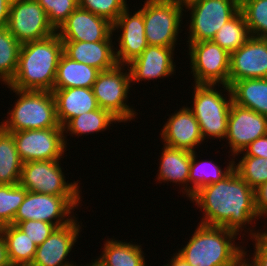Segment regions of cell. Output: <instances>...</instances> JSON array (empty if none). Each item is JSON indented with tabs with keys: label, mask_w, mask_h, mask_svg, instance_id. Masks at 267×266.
I'll return each mask as SVG.
<instances>
[{
	"label": "cell",
	"mask_w": 267,
	"mask_h": 266,
	"mask_svg": "<svg viewBox=\"0 0 267 266\" xmlns=\"http://www.w3.org/2000/svg\"><path fill=\"white\" fill-rule=\"evenodd\" d=\"M189 200L203 211L198 224L224 227L239 234L246 223L255 224L254 219L260 218L255 210L254 189L235 169L222 180L198 190Z\"/></svg>",
	"instance_id": "cell-1"
},
{
	"label": "cell",
	"mask_w": 267,
	"mask_h": 266,
	"mask_svg": "<svg viewBox=\"0 0 267 266\" xmlns=\"http://www.w3.org/2000/svg\"><path fill=\"white\" fill-rule=\"evenodd\" d=\"M63 42L57 33L21 45L17 71L8 84L19 90L53 91Z\"/></svg>",
	"instance_id": "cell-2"
},
{
	"label": "cell",
	"mask_w": 267,
	"mask_h": 266,
	"mask_svg": "<svg viewBox=\"0 0 267 266\" xmlns=\"http://www.w3.org/2000/svg\"><path fill=\"white\" fill-rule=\"evenodd\" d=\"M238 233L218 226L199 224L178 255L192 266H234L247 252L235 245ZM241 247V248H240Z\"/></svg>",
	"instance_id": "cell-3"
},
{
	"label": "cell",
	"mask_w": 267,
	"mask_h": 266,
	"mask_svg": "<svg viewBox=\"0 0 267 266\" xmlns=\"http://www.w3.org/2000/svg\"><path fill=\"white\" fill-rule=\"evenodd\" d=\"M18 95L7 120L0 126L8 132L32 129L63 128L57 119L56 103L52 91L19 90L8 86Z\"/></svg>",
	"instance_id": "cell-4"
},
{
	"label": "cell",
	"mask_w": 267,
	"mask_h": 266,
	"mask_svg": "<svg viewBox=\"0 0 267 266\" xmlns=\"http://www.w3.org/2000/svg\"><path fill=\"white\" fill-rule=\"evenodd\" d=\"M192 108L199 123L203 139L214 137L224 139L227 134L228 117L232 103V95L228 85H222L227 90V97L216 91V84H195ZM209 136V137H208Z\"/></svg>",
	"instance_id": "cell-5"
},
{
	"label": "cell",
	"mask_w": 267,
	"mask_h": 266,
	"mask_svg": "<svg viewBox=\"0 0 267 266\" xmlns=\"http://www.w3.org/2000/svg\"><path fill=\"white\" fill-rule=\"evenodd\" d=\"M184 6L175 0H145L143 19L148 45L175 47Z\"/></svg>",
	"instance_id": "cell-6"
},
{
	"label": "cell",
	"mask_w": 267,
	"mask_h": 266,
	"mask_svg": "<svg viewBox=\"0 0 267 266\" xmlns=\"http://www.w3.org/2000/svg\"><path fill=\"white\" fill-rule=\"evenodd\" d=\"M80 202L81 196H55L27 191L14 217L13 225L28 220H39L51 223L57 228L65 226L75 219L71 213L81 204Z\"/></svg>",
	"instance_id": "cell-7"
},
{
	"label": "cell",
	"mask_w": 267,
	"mask_h": 266,
	"mask_svg": "<svg viewBox=\"0 0 267 266\" xmlns=\"http://www.w3.org/2000/svg\"><path fill=\"white\" fill-rule=\"evenodd\" d=\"M190 10L187 42L213 39L219 29L240 11L239 0H195L187 4Z\"/></svg>",
	"instance_id": "cell-8"
},
{
	"label": "cell",
	"mask_w": 267,
	"mask_h": 266,
	"mask_svg": "<svg viewBox=\"0 0 267 266\" xmlns=\"http://www.w3.org/2000/svg\"><path fill=\"white\" fill-rule=\"evenodd\" d=\"M124 67L117 64L113 69L101 71L92 87L98 106L109 111L120 123L131 121L137 113L126 104L131 79L129 69L127 72Z\"/></svg>",
	"instance_id": "cell-9"
},
{
	"label": "cell",
	"mask_w": 267,
	"mask_h": 266,
	"mask_svg": "<svg viewBox=\"0 0 267 266\" xmlns=\"http://www.w3.org/2000/svg\"><path fill=\"white\" fill-rule=\"evenodd\" d=\"M187 44L194 83L229 86L230 54L212 40Z\"/></svg>",
	"instance_id": "cell-10"
},
{
	"label": "cell",
	"mask_w": 267,
	"mask_h": 266,
	"mask_svg": "<svg viewBox=\"0 0 267 266\" xmlns=\"http://www.w3.org/2000/svg\"><path fill=\"white\" fill-rule=\"evenodd\" d=\"M59 162L61 161L48 160L23 163L19 184L30 192L55 196H80L78 180L66 182Z\"/></svg>",
	"instance_id": "cell-11"
},
{
	"label": "cell",
	"mask_w": 267,
	"mask_h": 266,
	"mask_svg": "<svg viewBox=\"0 0 267 266\" xmlns=\"http://www.w3.org/2000/svg\"><path fill=\"white\" fill-rule=\"evenodd\" d=\"M6 27L21 44L41 40L56 33L37 0H12Z\"/></svg>",
	"instance_id": "cell-12"
},
{
	"label": "cell",
	"mask_w": 267,
	"mask_h": 266,
	"mask_svg": "<svg viewBox=\"0 0 267 266\" xmlns=\"http://www.w3.org/2000/svg\"><path fill=\"white\" fill-rule=\"evenodd\" d=\"M12 134L23 163L60 160L67 147L63 128L32 129Z\"/></svg>",
	"instance_id": "cell-13"
},
{
	"label": "cell",
	"mask_w": 267,
	"mask_h": 266,
	"mask_svg": "<svg viewBox=\"0 0 267 266\" xmlns=\"http://www.w3.org/2000/svg\"><path fill=\"white\" fill-rule=\"evenodd\" d=\"M267 134V117L249 108L231 103L227 134L231 156L242 152L251 142Z\"/></svg>",
	"instance_id": "cell-14"
},
{
	"label": "cell",
	"mask_w": 267,
	"mask_h": 266,
	"mask_svg": "<svg viewBox=\"0 0 267 266\" xmlns=\"http://www.w3.org/2000/svg\"><path fill=\"white\" fill-rule=\"evenodd\" d=\"M62 41H112L113 24L107 19L77 7L56 30Z\"/></svg>",
	"instance_id": "cell-15"
},
{
	"label": "cell",
	"mask_w": 267,
	"mask_h": 266,
	"mask_svg": "<svg viewBox=\"0 0 267 266\" xmlns=\"http://www.w3.org/2000/svg\"><path fill=\"white\" fill-rule=\"evenodd\" d=\"M251 78H267V38L251 36L230 54L229 86Z\"/></svg>",
	"instance_id": "cell-16"
},
{
	"label": "cell",
	"mask_w": 267,
	"mask_h": 266,
	"mask_svg": "<svg viewBox=\"0 0 267 266\" xmlns=\"http://www.w3.org/2000/svg\"><path fill=\"white\" fill-rule=\"evenodd\" d=\"M127 7L113 23V32L120 28L118 37V50L115 48V58L118 65H128L131 61L141 55L148 46L145 36L143 19V7L135 13H129ZM131 15V16H130Z\"/></svg>",
	"instance_id": "cell-17"
},
{
	"label": "cell",
	"mask_w": 267,
	"mask_h": 266,
	"mask_svg": "<svg viewBox=\"0 0 267 266\" xmlns=\"http://www.w3.org/2000/svg\"><path fill=\"white\" fill-rule=\"evenodd\" d=\"M75 218L71 223L58 227L36 248L35 257L30 266H78L67 256L77 242L81 227Z\"/></svg>",
	"instance_id": "cell-18"
},
{
	"label": "cell",
	"mask_w": 267,
	"mask_h": 266,
	"mask_svg": "<svg viewBox=\"0 0 267 266\" xmlns=\"http://www.w3.org/2000/svg\"><path fill=\"white\" fill-rule=\"evenodd\" d=\"M175 47L148 45L141 55L128 65L131 83L169 77L175 72ZM138 81V82H137Z\"/></svg>",
	"instance_id": "cell-19"
},
{
	"label": "cell",
	"mask_w": 267,
	"mask_h": 266,
	"mask_svg": "<svg viewBox=\"0 0 267 266\" xmlns=\"http://www.w3.org/2000/svg\"><path fill=\"white\" fill-rule=\"evenodd\" d=\"M160 135L165 145L190 152L204 141L199 123L188 106L170 115Z\"/></svg>",
	"instance_id": "cell-20"
},
{
	"label": "cell",
	"mask_w": 267,
	"mask_h": 266,
	"mask_svg": "<svg viewBox=\"0 0 267 266\" xmlns=\"http://www.w3.org/2000/svg\"><path fill=\"white\" fill-rule=\"evenodd\" d=\"M63 53L71 60L97 68L100 71L117 65L112 41H62Z\"/></svg>",
	"instance_id": "cell-21"
},
{
	"label": "cell",
	"mask_w": 267,
	"mask_h": 266,
	"mask_svg": "<svg viewBox=\"0 0 267 266\" xmlns=\"http://www.w3.org/2000/svg\"><path fill=\"white\" fill-rule=\"evenodd\" d=\"M56 115L64 127L72 118L99 108L92 88L53 89Z\"/></svg>",
	"instance_id": "cell-22"
},
{
	"label": "cell",
	"mask_w": 267,
	"mask_h": 266,
	"mask_svg": "<svg viewBox=\"0 0 267 266\" xmlns=\"http://www.w3.org/2000/svg\"><path fill=\"white\" fill-rule=\"evenodd\" d=\"M160 158L159 174L157 173L159 182L170 181L179 186L183 184V193L190 198L189 172L192 152L164 144Z\"/></svg>",
	"instance_id": "cell-23"
},
{
	"label": "cell",
	"mask_w": 267,
	"mask_h": 266,
	"mask_svg": "<svg viewBox=\"0 0 267 266\" xmlns=\"http://www.w3.org/2000/svg\"><path fill=\"white\" fill-rule=\"evenodd\" d=\"M101 71L61 55L53 89L92 88Z\"/></svg>",
	"instance_id": "cell-24"
},
{
	"label": "cell",
	"mask_w": 267,
	"mask_h": 266,
	"mask_svg": "<svg viewBox=\"0 0 267 266\" xmlns=\"http://www.w3.org/2000/svg\"><path fill=\"white\" fill-rule=\"evenodd\" d=\"M229 87L233 103L267 117V78L237 80Z\"/></svg>",
	"instance_id": "cell-25"
},
{
	"label": "cell",
	"mask_w": 267,
	"mask_h": 266,
	"mask_svg": "<svg viewBox=\"0 0 267 266\" xmlns=\"http://www.w3.org/2000/svg\"><path fill=\"white\" fill-rule=\"evenodd\" d=\"M142 246L115 239H107L101 256L96 259L103 266H146Z\"/></svg>",
	"instance_id": "cell-26"
},
{
	"label": "cell",
	"mask_w": 267,
	"mask_h": 266,
	"mask_svg": "<svg viewBox=\"0 0 267 266\" xmlns=\"http://www.w3.org/2000/svg\"><path fill=\"white\" fill-rule=\"evenodd\" d=\"M7 246L8 258L12 266H30L35 257L37 246L16 225L0 227Z\"/></svg>",
	"instance_id": "cell-27"
},
{
	"label": "cell",
	"mask_w": 267,
	"mask_h": 266,
	"mask_svg": "<svg viewBox=\"0 0 267 266\" xmlns=\"http://www.w3.org/2000/svg\"><path fill=\"white\" fill-rule=\"evenodd\" d=\"M22 165L13 134L0 126V185L19 184Z\"/></svg>",
	"instance_id": "cell-28"
},
{
	"label": "cell",
	"mask_w": 267,
	"mask_h": 266,
	"mask_svg": "<svg viewBox=\"0 0 267 266\" xmlns=\"http://www.w3.org/2000/svg\"><path fill=\"white\" fill-rule=\"evenodd\" d=\"M196 151L192 152V160L189 172L190 198L204 186L216 183L226 177L234 169L235 161L232 158L225 170L217 166L212 160L196 161ZM208 166V167H206ZM210 166V167H209ZM208 168V169H207Z\"/></svg>",
	"instance_id": "cell-29"
},
{
	"label": "cell",
	"mask_w": 267,
	"mask_h": 266,
	"mask_svg": "<svg viewBox=\"0 0 267 266\" xmlns=\"http://www.w3.org/2000/svg\"><path fill=\"white\" fill-rule=\"evenodd\" d=\"M113 122L119 123L120 121L109 111L99 107L72 118L63 129L64 133L69 132L71 136H82L86 133L89 135L90 133L105 131Z\"/></svg>",
	"instance_id": "cell-30"
},
{
	"label": "cell",
	"mask_w": 267,
	"mask_h": 266,
	"mask_svg": "<svg viewBox=\"0 0 267 266\" xmlns=\"http://www.w3.org/2000/svg\"><path fill=\"white\" fill-rule=\"evenodd\" d=\"M250 37L245 17L239 11L219 29L212 41L231 54L245 44Z\"/></svg>",
	"instance_id": "cell-31"
},
{
	"label": "cell",
	"mask_w": 267,
	"mask_h": 266,
	"mask_svg": "<svg viewBox=\"0 0 267 266\" xmlns=\"http://www.w3.org/2000/svg\"><path fill=\"white\" fill-rule=\"evenodd\" d=\"M21 45L7 27L0 28V79L3 84L8 85L17 71Z\"/></svg>",
	"instance_id": "cell-32"
},
{
	"label": "cell",
	"mask_w": 267,
	"mask_h": 266,
	"mask_svg": "<svg viewBox=\"0 0 267 266\" xmlns=\"http://www.w3.org/2000/svg\"><path fill=\"white\" fill-rule=\"evenodd\" d=\"M249 33L253 37L267 38V0H241Z\"/></svg>",
	"instance_id": "cell-33"
},
{
	"label": "cell",
	"mask_w": 267,
	"mask_h": 266,
	"mask_svg": "<svg viewBox=\"0 0 267 266\" xmlns=\"http://www.w3.org/2000/svg\"><path fill=\"white\" fill-rule=\"evenodd\" d=\"M27 190L20 184L0 185V227L13 224Z\"/></svg>",
	"instance_id": "cell-34"
},
{
	"label": "cell",
	"mask_w": 267,
	"mask_h": 266,
	"mask_svg": "<svg viewBox=\"0 0 267 266\" xmlns=\"http://www.w3.org/2000/svg\"><path fill=\"white\" fill-rule=\"evenodd\" d=\"M236 164H234V169L253 189L267 181V159L243 156Z\"/></svg>",
	"instance_id": "cell-35"
},
{
	"label": "cell",
	"mask_w": 267,
	"mask_h": 266,
	"mask_svg": "<svg viewBox=\"0 0 267 266\" xmlns=\"http://www.w3.org/2000/svg\"><path fill=\"white\" fill-rule=\"evenodd\" d=\"M78 7L103 17L113 24L128 5L126 0H78Z\"/></svg>",
	"instance_id": "cell-36"
},
{
	"label": "cell",
	"mask_w": 267,
	"mask_h": 266,
	"mask_svg": "<svg viewBox=\"0 0 267 266\" xmlns=\"http://www.w3.org/2000/svg\"><path fill=\"white\" fill-rule=\"evenodd\" d=\"M45 10L49 23L57 30L78 7V0H37Z\"/></svg>",
	"instance_id": "cell-37"
},
{
	"label": "cell",
	"mask_w": 267,
	"mask_h": 266,
	"mask_svg": "<svg viewBox=\"0 0 267 266\" xmlns=\"http://www.w3.org/2000/svg\"><path fill=\"white\" fill-rule=\"evenodd\" d=\"M21 229L36 246L41 245L57 228L51 223L39 220H28L16 225Z\"/></svg>",
	"instance_id": "cell-38"
},
{
	"label": "cell",
	"mask_w": 267,
	"mask_h": 266,
	"mask_svg": "<svg viewBox=\"0 0 267 266\" xmlns=\"http://www.w3.org/2000/svg\"><path fill=\"white\" fill-rule=\"evenodd\" d=\"M253 231L250 229V237L255 240V252L251 262L254 266H267V240L261 235V231Z\"/></svg>",
	"instance_id": "cell-39"
},
{
	"label": "cell",
	"mask_w": 267,
	"mask_h": 266,
	"mask_svg": "<svg viewBox=\"0 0 267 266\" xmlns=\"http://www.w3.org/2000/svg\"><path fill=\"white\" fill-rule=\"evenodd\" d=\"M243 156H251V157H261L267 159V134L257 138L255 141L251 142L247 147L243 149Z\"/></svg>",
	"instance_id": "cell-40"
},
{
	"label": "cell",
	"mask_w": 267,
	"mask_h": 266,
	"mask_svg": "<svg viewBox=\"0 0 267 266\" xmlns=\"http://www.w3.org/2000/svg\"><path fill=\"white\" fill-rule=\"evenodd\" d=\"M254 197L255 210L259 217L262 218V216H267V181L254 189Z\"/></svg>",
	"instance_id": "cell-41"
},
{
	"label": "cell",
	"mask_w": 267,
	"mask_h": 266,
	"mask_svg": "<svg viewBox=\"0 0 267 266\" xmlns=\"http://www.w3.org/2000/svg\"><path fill=\"white\" fill-rule=\"evenodd\" d=\"M12 0H0V28L6 27Z\"/></svg>",
	"instance_id": "cell-42"
},
{
	"label": "cell",
	"mask_w": 267,
	"mask_h": 266,
	"mask_svg": "<svg viewBox=\"0 0 267 266\" xmlns=\"http://www.w3.org/2000/svg\"><path fill=\"white\" fill-rule=\"evenodd\" d=\"M0 266H12L8 258L6 242L1 233H0Z\"/></svg>",
	"instance_id": "cell-43"
},
{
	"label": "cell",
	"mask_w": 267,
	"mask_h": 266,
	"mask_svg": "<svg viewBox=\"0 0 267 266\" xmlns=\"http://www.w3.org/2000/svg\"><path fill=\"white\" fill-rule=\"evenodd\" d=\"M173 255L174 256L170 259L171 261L168 264H165L164 266H192L182 257H180L177 252Z\"/></svg>",
	"instance_id": "cell-44"
},
{
	"label": "cell",
	"mask_w": 267,
	"mask_h": 266,
	"mask_svg": "<svg viewBox=\"0 0 267 266\" xmlns=\"http://www.w3.org/2000/svg\"><path fill=\"white\" fill-rule=\"evenodd\" d=\"M249 258H245V254L234 264V266H254ZM247 260V261H246ZM249 262V263H248Z\"/></svg>",
	"instance_id": "cell-45"
},
{
	"label": "cell",
	"mask_w": 267,
	"mask_h": 266,
	"mask_svg": "<svg viewBox=\"0 0 267 266\" xmlns=\"http://www.w3.org/2000/svg\"><path fill=\"white\" fill-rule=\"evenodd\" d=\"M179 5L186 6L187 4L195 1V0H175Z\"/></svg>",
	"instance_id": "cell-46"
},
{
	"label": "cell",
	"mask_w": 267,
	"mask_h": 266,
	"mask_svg": "<svg viewBox=\"0 0 267 266\" xmlns=\"http://www.w3.org/2000/svg\"><path fill=\"white\" fill-rule=\"evenodd\" d=\"M261 235L267 240V231L262 232Z\"/></svg>",
	"instance_id": "cell-47"
}]
</instances>
